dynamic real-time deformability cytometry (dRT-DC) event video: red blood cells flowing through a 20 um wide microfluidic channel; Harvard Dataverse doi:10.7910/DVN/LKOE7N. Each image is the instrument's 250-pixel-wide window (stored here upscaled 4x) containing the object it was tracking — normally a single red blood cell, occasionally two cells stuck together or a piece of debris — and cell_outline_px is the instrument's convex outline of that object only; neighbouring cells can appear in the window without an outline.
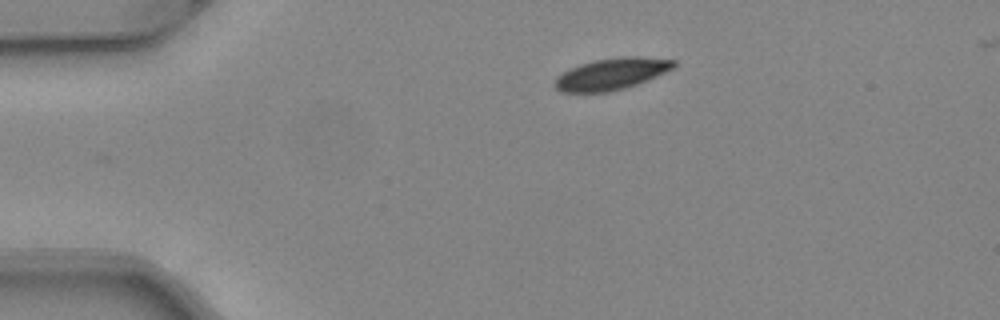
{"species": "common noctule bat (a hibernating species)", "species_latin": "Nyctalus noctula", "temperature_condition": "warm", "stored_images_in_passage": 33, "camera_frame_rate_fps": 3000, "um_per_image_px": 0.085, "animal": {"sex": "female", "body_mass_g": 24.6, "forearm_length_mm": 56.2}, "frame": {"image": 1, "passage_image": 1, "time_ms": 0.0, "image_size_px": [1000, 320], "cell_outline_px": [[676, 68], [636, 84], [624, 88], [608, 92], [560, 92], [556, 88], [556, 76], [580, 64], [596, 60], [620, 56], [636, 56], [676, 60]], "centroid_in_image_um": [52.02, 6.27], "position_along_channel_um": 33.0, "area_um2": 21.73}}
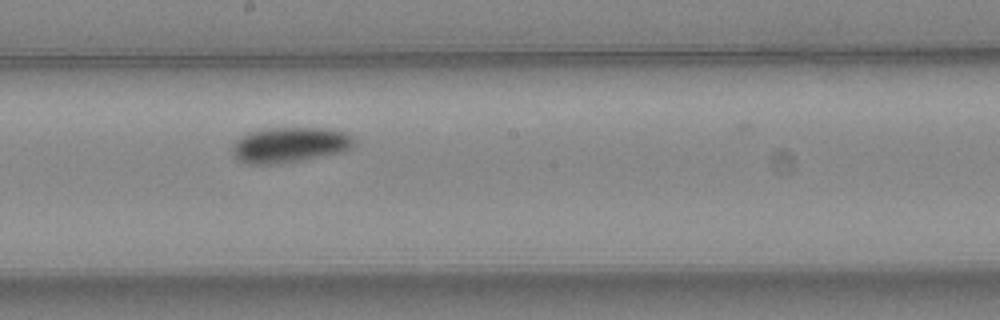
{"frame": {"image": 2, "passage_image": 19, "time_ms": 6.0, "image_size_px": [1000, 320], "cell_outline_px": [[356, 144], [352, 148], [344, 152], [304, 160], [280, 164], [248, 164], [236, 160], [232, 156], [232, 148], [236, 140], [248, 132], [264, 128], [328, 128], [344, 132], [352, 136], [356, 140]], "centroid_in_image_um": [24.64, 12.32], "position_along_channel_um": 223.6, "area_um2": 25.66}}
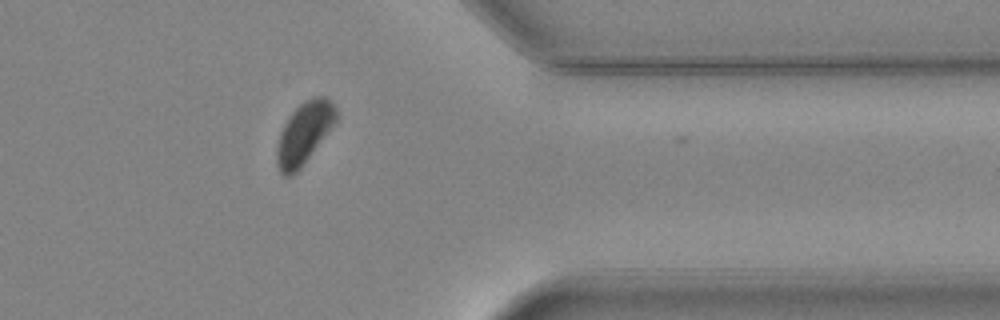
{"frame": {"image": 3, "passage_image": 32, "time_ms": 10.333, "image_size_px": [1000, 320], "cell_outline_px": [[336, 120], [300, 168], [292, 176], [284, 176], [280, 172], [276, 164], [276, 148], [280, 132], [284, 124], [292, 112], [304, 100], [312, 96], [324, 96], [332, 100], [336, 108]], "centroid_in_image_um": [25.82, 11.29], "position_along_channel_um": 385.6, "area_um2": 21.04}, "authors_computed_cell_mechanics": {"area_um2": 24.2182, "velocity_mm_per_s": 4.0563, "shape_relaxation_time_tau1_ms": 4.0733, "shape_relaxation_time_tau2_ms": null, "deformation_change_tau1": 0.1219, "deformation_change_tau2": null}}